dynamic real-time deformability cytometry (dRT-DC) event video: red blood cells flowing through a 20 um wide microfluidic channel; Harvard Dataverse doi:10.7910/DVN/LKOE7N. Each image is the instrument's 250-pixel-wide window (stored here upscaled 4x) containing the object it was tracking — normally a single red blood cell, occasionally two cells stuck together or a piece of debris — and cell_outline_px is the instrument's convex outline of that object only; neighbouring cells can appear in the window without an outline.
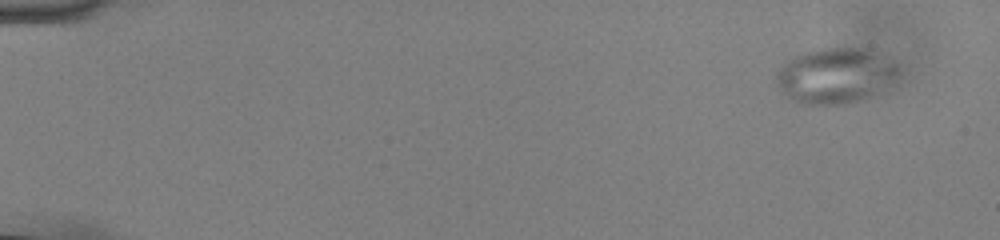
{"species": "common noctule bat (a hibernating species)", "species_latin": "Nyctalus noctula", "temperature_condition": "cold", "stored_images_in_passage": 52, "camera_frame_rate_fps": 3000, "um_per_image_px": 0.085, "animal": {"sex": "male", "body_mass_g": 13.0, "forearm_length_mm": 53.1}, "frame": {"image": 1, "passage_image": 4, "time_ms": 1.0, "image_size_px": [1000, 240], "cell_outline_px": [[900, 76], [896, 80], [868, 96], [844, 104], [796, 104], [780, 92], [776, 84], [776, 76], [780, 68], [788, 60], [804, 52], [828, 48], [860, 48], [896, 60], [900, 64]], "centroid_in_image_um": [71.01, 6.44], "position_along_channel_um": 14.0, "area_um2": 39.48}}
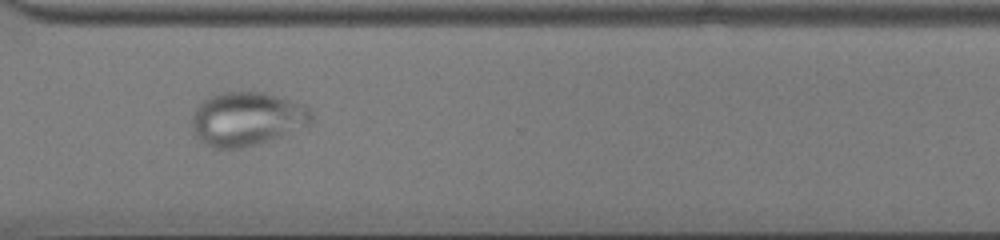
{"frame": {"image": 2, "passage_image": 43, "time_ms": 14.0, "image_size_px": [1000, 240], "cell_outline_px": [[312, 120], [308, 124], [280, 136], [260, 144], [240, 148], [212, 148], [204, 144], [196, 136], [192, 128], [192, 116], [196, 108], [208, 96], [216, 92], [264, 92], [304, 104], [312, 112]], "centroid_in_image_um": [20.95, 10.1], "position_along_channel_um": 349.6, "area_um2": 37.45}}
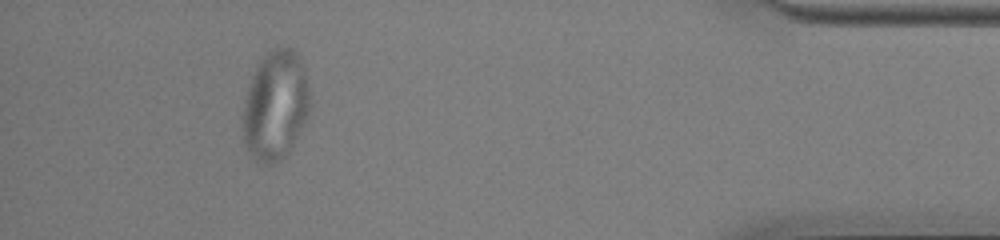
{"frame": {"image": 3, "passage_image": 52, "time_ms": 17.0, "image_size_px": [1000, 240], "cell_outline_px": [[308, 120], [292, 148], [284, 156], [272, 164], [260, 164], [248, 156], [244, 144], [244, 96], [248, 84], [256, 64], [276, 44], [292, 48], [300, 56], [304, 64], [308, 84]], "centroid_in_image_um": [23.41, 8.95], "position_along_channel_um": 411.8, "area_um2": 43.7}}